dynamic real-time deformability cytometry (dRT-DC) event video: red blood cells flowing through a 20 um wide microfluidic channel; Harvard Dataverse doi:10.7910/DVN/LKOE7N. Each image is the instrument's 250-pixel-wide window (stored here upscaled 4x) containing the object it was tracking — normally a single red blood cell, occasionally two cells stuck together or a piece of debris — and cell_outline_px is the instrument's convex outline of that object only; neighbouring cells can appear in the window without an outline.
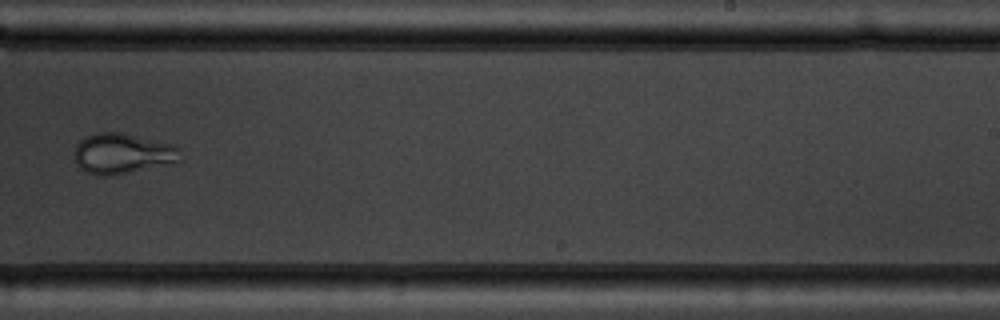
{"species": "common noctule bat (a hibernating species)", "species_latin": "Nyctalus noctula", "temperature_condition": "warm", "stored_images_in_passage": 8, "camera_frame_rate_fps": 3000, "um_per_image_px": 0.085, "animal": {"sex": "male", "body_mass_g": 19.5, "forearm_length_mm": 54.6}, "frame": {"image": 1, "passage_image": 7, "time_ms": 7.0, "image_size_px": [1000, 320], "cell_outline_px": [[180, 160], [116, 176], [96, 176], [84, 172], [76, 164], [72, 156], [76, 144], [84, 136], [96, 132], [120, 132], [176, 144], [180, 148]], "centroid_in_image_um": [10.34, 13.05], "position_along_channel_um": 278.7, "area_um2": 25.55}}
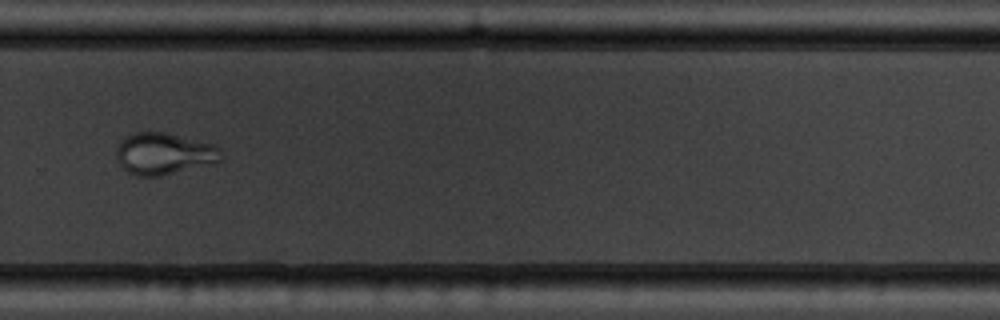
{"frame": {"image": 2, "passage_image": 8, "time_ms": 8.0, "image_size_px": [1000, 320], "cell_outline_px": [[224, 152], [220, 160], [160, 176], [136, 176], [128, 172], [120, 164], [116, 156], [116, 152], [120, 144], [132, 132], [164, 132], [212, 144], [220, 148]], "centroid_in_image_um": [13.92, 13.06], "position_along_channel_um": 315.9, "area_um2": 24.85}}